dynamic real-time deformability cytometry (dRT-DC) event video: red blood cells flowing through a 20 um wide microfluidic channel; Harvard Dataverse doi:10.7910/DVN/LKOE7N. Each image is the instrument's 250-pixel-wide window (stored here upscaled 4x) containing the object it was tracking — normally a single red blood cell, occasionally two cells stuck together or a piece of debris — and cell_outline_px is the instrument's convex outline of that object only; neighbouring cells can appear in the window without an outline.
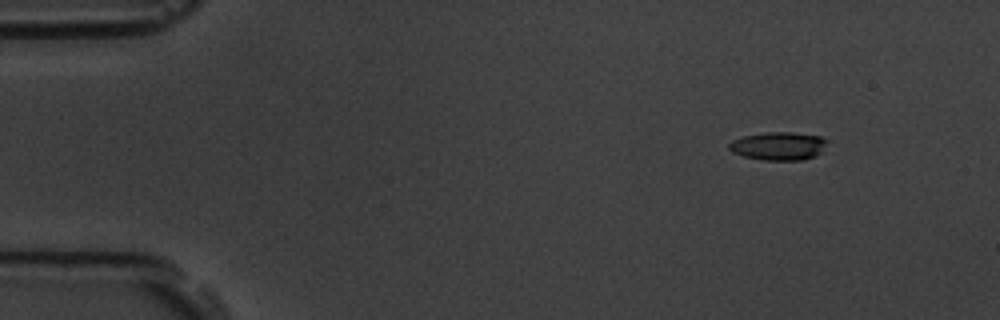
{"species": "common noctule bat (a hibernating species)", "species_latin": "Nyctalus noctula", "temperature_condition": "room temperature", "stored_images_in_passage": 4, "camera_frame_rate_fps": 3000, "um_per_image_px": 0.085, "animal": {"sex": "male", "body_mass_g": 19.5, "forearm_length_mm": 54.6}, "frame": {"image": 1, "passage_image": 2, "time_ms": 2.0, "image_size_px": [1000, 320], "cell_outline_px": [[828, 140], [820, 152], [816, 156], [804, 160], [764, 160], [744, 156], [732, 152], [728, 148], [728, 144], [732, 140], [744, 136], [764, 132], [792, 132], [820, 136]], "centroid_in_image_um": [66.16, 12.41], "position_along_channel_um": 18.8, "area_um2": 16.13}}